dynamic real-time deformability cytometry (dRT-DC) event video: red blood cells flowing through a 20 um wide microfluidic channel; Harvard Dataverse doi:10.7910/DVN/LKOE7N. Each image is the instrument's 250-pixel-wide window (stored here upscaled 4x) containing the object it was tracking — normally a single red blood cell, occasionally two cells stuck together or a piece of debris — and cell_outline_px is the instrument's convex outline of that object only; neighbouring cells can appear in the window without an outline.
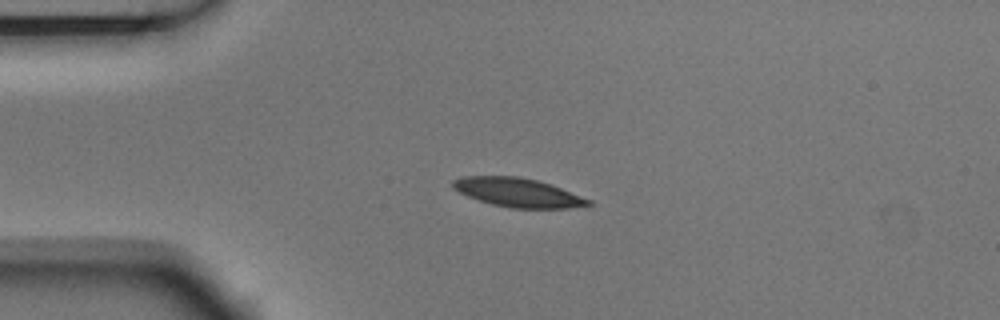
{"species": "Egyptian fruit bat (a non-hibernating species)", "species_latin": "Rousettus aegyptiacus", "temperature_condition": "room temperature", "stored_images_in_passage": 3, "camera_frame_rate_fps": 3000, "um_per_image_px": 0.085, "animal": {"sex": "male"}, "frame": {"image": 1, "passage_image": 2, "time_ms": 0.333, "image_size_px": [1000, 320], "cell_outline_px": [[592, 204], [584, 208], [512, 208], [492, 204], [468, 196], [452, 188], [452, 180], [464, 176], [520, 176], [536, 180], [560, 188], [592, 200]], "centroid_in_image_um": [44.05, 16.37], "position_along_channel_um": 40.9, "area_um2": 22.77}}